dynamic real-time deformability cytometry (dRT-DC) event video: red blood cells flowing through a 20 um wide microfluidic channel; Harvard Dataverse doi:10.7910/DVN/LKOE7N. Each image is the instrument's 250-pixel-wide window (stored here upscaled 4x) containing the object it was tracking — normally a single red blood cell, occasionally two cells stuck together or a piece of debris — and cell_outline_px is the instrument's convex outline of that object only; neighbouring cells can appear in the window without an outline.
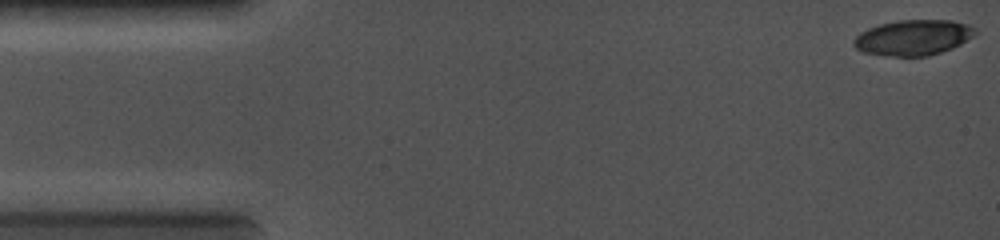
{"species": "common noctule bat (a hibernating species)", "species_latin": "Nyctalus noctula", "temperature_condition": "cold", "stored_images_in_passage": 12, "camera_frame_rate_fps": 5000, "um_per_image_px": 0.085, "animal": {"sex": "female", "body_mass_g": 19.0, "forearm_length_mm": 56.7}, "frame": {"image": 1, "passage_image": 1, "time_ms": 0.0, "image_size_px": [1000, 240], "cell_outline_px": [[976, 32], [972, 36], [960, 44], [952, 48], [928, 56], [892, 56], [864, 52], [856, 48], [852, 44], [852, 40], [860, 32], [868, 28], [880, 24], [900, 20], [952, 20], [968, 24], [976, 28]], "centroid_in_image_um": [77.61, 3.18], "position_along_channel_um": 7.4, "area_um2": 25.03}}
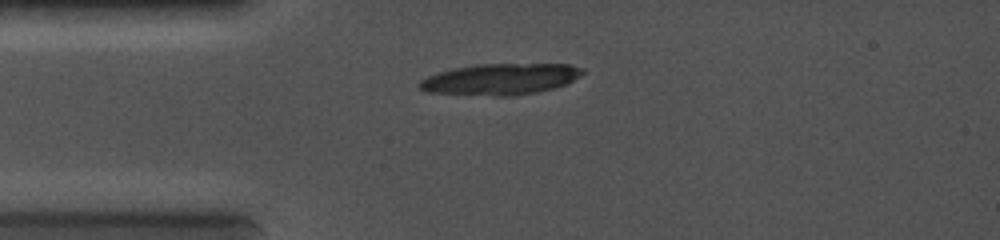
{"frame": {"image": 2, "passage_image": 12, "time_ms": 3.0, "image_size_px": [1000, 240], "cell_outline_px": [[584, 72], [580, 76], [564, 84], [552, 88], [536, 92], [512, 96], [496, 96], [428, 92], [420, 88], [416, 84], [420, 80], [428, 76], [440, 72], [456, 68], [476, 64], [568, 64], [584, 68]], "centroid_in_image_um": [42.53, 6.72], "position_along_channel_um": 42.5, "area_um2": 29.42}}